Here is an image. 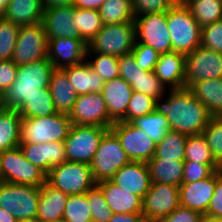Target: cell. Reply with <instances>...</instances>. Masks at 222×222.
I'll list each match as a JSON object with an SVG mask.
<instances>
[{"label":"cell","mask_w":222,"mask_h":222,"mask_svg":"<svg viewBox=\"0 0 222 222\" xmlns=\"http://www.w3.org/2000/svg\"><path fill=\"white\" fill-rule=\"evenodd\" d=\"M134 16L148 13L167 12L175 3L173 0H131Z\"/></svg>","instance_id":"cell-49"},{"label":"cell","mask_w":222,"mask_h":222,"mask_svg":"<svg viewBox=\"0 0 222 222\" xmlns=\"http://www.w3.org/2000/svg\"><path fill=\"white\" fill-rule=\"evenodd\" d=\"M45 58H48V40L42 22L20 26L11 60L22 65Z\"/></svg>","instance_id":"cell-12"},{"label":"cell","mask_w":222,"mask_h":222,"mask_svg":"<svg viewBox=\"0 0 222 222\" xmlns=\"http://www.w3.org/2000/svg\"><path fill=\"white\" fill-rule=\"evenodd\" d=\"M175 4H185L188 0H173Z\"/></svg>","instance_id":"cell-62"},{"label":"cell","mask_w":222,"mask_h":222,"mask_svg":"<svg viewBox=\"0 0 222 222\" xmlns=\"http://www.w3.org/2000/svg\"><path fill=\"white\" fill-rule=\"evenodd\" d=\"M211 153L222 169V117H212L203 130Z\"/></svg>","instance_id":"cell-44"},{"label":"cell","mask_w":222,"mask_h":222,"mask_svg":"<svg viewBox=\"0 0 222 222\" xmlns=\"http://www.w3.org/2000/svg\"><path fill=\"white\" fill-rule=\"evenodd\" d=\"M44 8H56L73 5V0H42Z\"/></svg>","instance_id":"cell-56"},{"label":"cell","mask_w":222,"mask_h":222,"mask_svg":"<svg viewBox=\"0 0 222 222\" xmlns=\"http://www.w3.org/2000/svg\"><path fill=\"white\" fill-rule=\"evenodd\" d=\"M85 194L87 195L92 222H108L113 215V211L106 203L102 190L95 185Z\"/></svg>","instance_id":"cell-43"},{"label":"cell","mask_w":222,"mask_h":222,"mask_svg":"<svg viewBox=\"0 0 222 222\" xmlns=\"http://www.w3.org/2000/svg\"><path fill=\"white\" fill-rule=\"evenodd\" d=\"M46 182L67 195L86 193L97 184L90 165L70 161L53 167L46 175Z\"/></svg>","instance_id":"cell-8"},{"label":"cell","mask_w":222,"mask_h":222,"mask_svg":"<svg viewBox=\"0 0 222 222\" xmlns=\"http://www.w3.org/2000/svg\"><path fill=\"white\" fill-rule=\"evenodd\" d=\"M17 111L22 118L46 117L58 113L49 88L28 98Z\"/></svg>","instance_id":"cell-34"},{"label":"cell","mask_w":222,"mask_h":222,"mask_svg":"<svg viewBox=\"0 0 222 222\" xmlns=\"http://www.w3.org/2000/svg\"><path fill=\"white\" fill-rule=\"evenodd\" d=\"M201 222H222V220L208 214H202Z\"/></svg>","instance_id":"cell-58"},{"label":"cell","mask_w":222,"mask_h":222,"mask_svg":"<svg viewBox=\"0 0 222 222\" xmlns=\"http://www.w3.org/2000/svg\"><path fill=\"white\" fill-rule=\"evenodd\" d=\"M110 181L142 199L152 185L147 163L134 161L119 169Z\"/></svg>","instance_id":"cell-20"},{"label":"cell","mask_w":222,"mask_h":222,"mask_svg":"<svg viewBox=\"0 0 222 222\" xmlns=\"http://www.w3.org/2000/svg\"><path fill=\"white\" fill-rule=\"evenodd\" d=\"M135 42L134 22L104 24L103 28L87 44L86 57L92 53L121 57L131 53Z\"/></svg>","instance_id":"cell-4"},{"label":"cell","mask_w":222,"mask_h":222,"mask_svg":"<svg viewBox=\"0 0 222 222\" xmlns=\"http://www.w3.org/2000/svg\"><path fill=\"white\" fill-rule=\"evenodd\" d=\"M40 187L0 181V207L17 220L36 217Z\"/></svg>","instance_id":"cell-10"},{"label":"cell","mask_w":222,"mask_h":222,"mask_svg":"<svg viewBox=\"0 0 222 222\" xmlns=\"http://www.w3.org/2000/svg\"><path fill=\"white\" fill-rule=\"evenodd\" d=\"M21 120L17 110H0V152L20 145Z\"/></svg>","instance_id":"cell-31"},{"label":"cell","mask_w":222,"mask_h":222,"mask_svg":"<svg viewBox=\"0 0 222 222\" xmlns=\"http://www.w3.org/2000/svg\"><path fill=\"white\" fill-rule=\"evenodd\" d=\"M217 170H222L218 164H201L192 161H184L183 183L200 181L209 177Z\"/></svg>","instance_id":"cell-46"},{"label":"cell","mask_w":222,"mask_h":222,"mask_svg":"<svg viewBox=\"0 0 222 222\" xmlns=\"http://www.w3.org/2000/svg\"><path fill=\"white\" fill-rule=\"evenodd\" d=\"M188 135L169 130L164 138L156 144L152 159H173L185 161V145Z\"/></svg>","instance_id":"cell-32"},{"label":"cell","mask_w":222,"mask_h":222,"mask_svg":"<svg viewBox=\"0 0 222 222\" xmlns=\"http://www.w3.org/2000/svg\"><path fill=\"white\" fill-rule=\"evenodd\" d=\"M67 194L47 182L40 187V197L36 218L40 222H56L63 218Z\"/></svg>","instance_id":"cell-25"},{"label":"cell","mask_w":222,"mask_h":222,"mask_svg":"<svg viewBox=\"0 0 222 222\" xmlns=\"http://www.w3.org/2000/svg\"><path fill=\"white\" fill-rule=\"evenodd\" d=\"M131 123L143 130L155 144L159 143L171 130L168 119L159 107L147 115L136 118Z\"/></svg>","instance_id":"cell-33"},{"label":"cell","mask_w":222,"mask_h":222,"mask_svg":"<svg viewBox=\"0 0 222 222\" xmlns=\"http://www.w3.org/2000/svg\"><path fill=\"white\" fill-rule=\"evenodd\" d=\"M138 66L145 71H153L159 59V53L152 47L135 42L131 51Z\"/></svg>","instance_id":"cell-48"},{"label":"cell","mask_w":222,"mask_h":222,"mask_svg":"<svg viewBox=\"0 0 222 222\" xmlns=\"http://www.w3.org/2000/svg\"><path fill=\"white\" fill-rule=\"evenodd\" d=\"M200 45L222 53V20L202 27Z\"/></svg>","instance_id":"cell-47"},{"label":"cell","mask_w":222,"mask_h":222,"mask_svg":"<svg viewBox=\"0 0 222 222\" xmlns=\"http://www.w3.org/2000/svg\"><path fill=\"white\" fill-rule=\"evenodd\" d=\"M20 26L0 17V61L11 60Z\"/></svg>","instance_id":"cell-40"},{"label":"cell","mask_w":222,"mask_h":222,"mask_svg":"<svg viewBox=\"0 0 222 222\" xmlns=\"http://www.w3.org/2000/svg\"><path fill=\"white\" fill-rule=\"evenodd\" d=\"M63 69L67 72L69 83L78 96L102 91L104 81L102 77L91 68L87 60Z\"/></svg>","instance_id":"cell-26"},{"label":"cell","mask_w":222,"mask_h":222,"mask_svg":"<svg viewBox=\"0 0 222 222\" xmlns=\"http://www.w3.org/2000/svg\"><path fill=\"white\" fill-rule=\"evenodd\" d=\"M104 24L134 22L131 0H105L99 9Z\"/></svg>","instance_id":"cell-37"},{"label":"cell","mask_w":222,"mask_h":222,"mask_svg":"<svg viewBox=\"0 0 222 222\" xmlns=\"http://www.w3.org/2000/svg\"><path fill=\"white\" fill-rule=\"evenodd\" d=\"M87 43L83 39L55 38L48 40V59L54 68H65L83 63L86 57Z\"/></svg>","instance_id":"cell-17"},{"label":"cell","mask_w":222,"mask_h":222,"mask_svg":"<svg viewBox=\"0 0 222 222\" xmlns=\"http://www.w3.org/2000/svg\"><path fill=\"white\" fill-rule=\"evenodd\" d=\"M74 5L45 8L42 24L46 30L47 40L59 37L82 39L74 26Z\"/></svg>","instance_id":"cell-19"},{"label":"cell","mask_w":222,"mask_h":222,"mask_svg":"<svg viewBox=\"0 0 222 222\" xmlns=\"http://www.w3.org/2000/svg\"><path fill=\"white\" fill-rule=\"evenodd\" d=\"M44 6L42 0H9L3 17L18 26L42 22Z\"/></svg>","instance_id":"cell-27"},{"label":"cell","mask_w":222,"mask_h":222,"mask_svg":"<svg viewBox=\"0 0 222 222\" xmlns=\"http://www.w3.org/2000/svg\"><path fill=\"white\" fill-rule=\"evenodd\" d=\"M110 129L117 135L131 161L147 163L155 155L156 144L131 122L117 121Z\"/></svg>","instance_id":"cell-15"},{"label":"cell","mask_w":222,"mask_h":222,"mask_svg":"<svg viewBox=\"0 0 222 222\" xmlns=\"http://www.w3.org/2000/svg\"><path fill=\"white\" fill-rule=\"evenodd\" d=\"M188 89L205 105L212 117H222V78L195 82Z\"/></svg>","instance_id":"cell-29"},{"label":"cell","mask_w":222,"mask_h":222,"mask_svg":"<svg viewBox=\"0 0 222 222\" xmlns=\"http://www.w3.org/2000/svg\"><path fill=\"white\" fill-rule=\"evenodd\" d=\"M184 5L201 27L222 20V0H188Z\"/></svg>","instance_id":"cell-35"},{"label":"cell","mask_w":222,"mask_h":222,"mask_svg":"<svg viewBox=\"0 0 222 222\" xmlns=\"http://www.w3.org/2000/svg\"><path fill=\"white\" fill-rule=\"evenodd\" d=\"M25 158L46 174L55 166L67 162L64 142L20 144Z\"/></svg>","instance_id":"cell-22"},{"label":"cell","mask_w":222,"mask_h":222,"mask_svg":"<svg viewBox=\"0 0 222 222\" xmlns=\"http://www.w3.org/2000/svg\"><path fill=\"white\" fill-rule=\"evenodd\" d=\"M71 125L68 114L64 113L46 117L22 118L20 144L64 142Z\"/></svg>","instance_id":"cell-5"},{"label":"cell","mask_w":222,"mask_h":222,"mask_svg":"<svg viewBox=\"0 0 222 222\" xmlns=\"http://www.w3.org/2000/svg\"><path fill=\"white\" fill-rule=\"evenodd\" d=\"M65 222H92L87 195H69L62 218Z\"/></svg>","instance_id":"cell-39"},{"label":"cell","mask_w":222,"mask_h":222,"mask_svg":"<svg viewBox=\"0 0 222 222\" xmlns=\"http://www.w3.org/2000/svg\"><path fill=\"white\" fill-rule=\"evenodd\" d=\"M18 220L14 215L6 209L0 207V222H17Z\"/></svg>","instance_id":"cell-57"},{"label":"cell","mask_w":222,"mask_h":222,"mask_svg":"<svg viewBox=\"0 0 222 222\" xmlns=\"http://www.w3.org/2000/svg\"><path fill=\"white\" fill-rule=\"evenodd\" d=\"M9 3V0H0V17L3 15L5 12L7 5Z\"/></svg>","instance_id":"cell-59"},{"label":"cell","mask_w":222,"mask_h":222,"mask_svg":"<svg viewBox=\"0 0 222 222\" xmlns=\"http://www.w3.org/2000/svg\"><path fill=\"white\" fill-rule=\"evenodd\" d=\"M74 26L79 30L81 38L88 44L103 28L99 10L74 9Z\"/></svg>","instance_id":"cell-36"},{"label":"cell","mask_w":222,"mask_h":222,"mask_svg":"<svg viewBox=\"0 0 222 222\" xmlns=\"http://www.w3.org/2000/svg\"><path fill=\"white\" fill-rule=\"evenodd\" d=\"M17 68L12 60L0 61V90L3 93L16 80Z\"/></svg>","instance_id":"cell-53"},{"label":"cell","mask_w":222,"mask_h":222,"mask_svg":"<svg viewBox=\"0 0 222 222\" xmlns=\"http://www.w3.org/2000/svg\"><path fill=\"white\" fill-rule=\"evenodd\" d=\"M101 190L113 213H142V198L129 193L110 180H103L96 184Z\"/></svg>","instance_id":"cell-24"},{"label":"cell","mask_w":222,"mask_h":222,"mask_svg":"<svg viewBox=\"0 0 222 222\" xmlns=\"http://www.w3.org/2000/svg\"><path fill=\"white\" fill-rule=\"evenodd\" d=\"M109 129L102 126L71 125L64 141L67 161L90 165L101 139Z\"/></svg>","instance_id":"cell-9"},{"label":"cell","mask_w":222,"mask_h":222,"mask_svg":"<svg viewBox=\"0 0 222 222\" xmlns=\"http://www.w3.org/2000/svg\"><path fill=\"white\" fill-rule=\"evenodd\" d=\"M49 90L58 113L69 114L78 94L70 85L67 72L63 68H55L52 72Z\"/></svg>","instance_id":"cell-28"},{"label":"cell","mask_w":222,"mask_h":222,"mask_svg":"<svg viewBox=\"0 0 222 222\" xmlns=\"http://www.w3.org/2000/svg\"><path fill=\"white\" fill-rule=\"evenodd\" d=\"M17 222H40L36 217L18 220Z\"/></svg>","instance_id":"cell-61"},{"label":"cell","mask_w":222,"mask_h":222,"mask_svg":"<svg viewBox=\"0 0 222 222\" xmlns=\"http://www.w3.org/2000/svg\"><path fill=\"white\" fill-rule=\"evenodd\" d=\"M54 69L48 58L18 65L16 80L3 93L6 109L18 110L28 98L44 92Z\"/></svg>","instance_id":"cell-2"},{"label":"cell","mask_w":222,"mask_h":222,"mask_svg":"<svg viewBox=\"0 0 222 222\" xmlns=\"http://www.w3.org/2000/svg\"><path fill=\"white\" fill-rule=\"evenodd\" d=\"M101 93L110 118L114 122H126L127 107L133 95L131 85L123 78L117 77L104 82Z\"/></svg>","instance_id":"cell-21"},{"label":"cell","mask_w":222,"mask_h":222,"mask_svg":"<svg viewBox=\"0 0 222 222\" xmlns=\"http://www.w3.org/2000/svg\"><path fill=\"white\" fill-rule=\"evenodd\" d=\"M95 59L87 60L91 68L102 77L104 82L119 77L118 57L106 54H96Z\"/></svg>","instance_id":"cell-45"},{"label":"cell","mask_w":222,"mask_h":222,"mask_svg":"<svg viewBox=\"0 0 222 222\" xmlns=\"http://www.w3.org/2000/svg\"><path fill=\"white\" fill-rule=\"evenodd\" d=\"M185 161L217 164L203 134L188 136L185 145Z\"/></svg>","instance_id":"cell-38"},{"label":"cell","mask_w":222,"mask_h":222,"mask_svg":"<svg viewBox=\"0 0 222 222\" xmlns=\"http://www.w3.org/2000/svg\"><path fill=\"white\" fill-rule=\"evenodd\" d=\"M5 108L4 95L3 92L0 90V110H4Z\"/></svg>","instance_id":"cell-60"},{"label":"cell","mask_w":222,"mask_h":222,"mask_svg":"<svg viewBox=\"0 0 222 222\" xmlns=\"http://www.w3.org/2000/svg\"><path fill=\"white\" fill-rule=\"evenodd\" d=\"M185 84L189 88L193 83L206 79L222 78V53L197 47L185 55Z\"/></svg>","instance_id":"cell-13"},{"label":"cell","mask_w":222,"mask_h":222,"mask_svg":"<svg viewBox=\"0 0 222 222\" xmlns=\"http://www.w3.org/2000/svg\"><path fill=\"white\" fill-rule=\"evenodd\" d=\"M46 175L25 158L19 146L0 152V181L41 187Z\"/></svg>","instance_id":"cell-6"},{"label":"cell","mask_w":222,"mask_h":222,"mask_svg":"<svg viewBox=\"0 0 222 222\" xmlns=\"http://www.w3.org/2000/svg\"><path fill=\"white\" fill-rule=\"evenodd\" d=\"M206 214L222 220V170L216 171L214 195L212 196Z\"/></svg>","instance_id":"cell-52"},{"label":"cell","mask_w":222,"mask_h":222,"mask_svg":"<svg viewBox=\"0 0 222 222\" xmlns=\"http://www.w3.org/2000/svg\"><path fill=\"white\" fill-rule=\"evenodd\" d=\"M118 66L119 77L123 78L129 84H133V80L148 72L138 66L132 52L118 57Z\"/></svg>","instance_id":"cell-50"},{"label":"cell","mask_w":222,"mask_h":222,"mask_svg":"<svg viewBox=\"0 0 222 222\" xmlns=\"http://www.w3.org/2000/svg\"><path fill=\"white\" fill-rule=\"evenodd\" d=\"M131 88L135 92H139L152 98H155L160 102L163 97V94L166 87L165 85L157 78L154 71H148L147 74H142L133 80V84H130Z\"/></svg>","instance_id":"cell-41"},{"label":"cell","mask_w":222,"mask_h":222,"mask_svg":"<svg viewBox=\"0 0 222 222\" xmlns=\"http://www.w3.org/2000/svg\"><path fill=\"white\" fill-rule=\"evenodd\" d=\"M131 162L117 135L109 129L100 141L99 147L90 163L96 182L110 180L115 173Z\"/></svg>","instance_id":"cell-7"},{"label":"cell","mask_w":222,"mask_h":222,"mask_svg":"<svg viewBox=\"0 0 222 222\" xmlns=\"http://www.w3.org/2000/svg\"><path fill=\"white\" fill-rule=\"evenodd\" d=\"M166 20L174 52L187 55L200 46L202 27L184 4L170 8Z\"/></svg>","instance_id":"cell-3"},{"label":"cell","mask_w":222,"mask_h":222,"mask_svg":"<svg viewBox=\"0 0 222 222\" xmlns=\"http://www.w3.org/2000/svg\"><path fill=\"white\" fill-rule=\"evenodd\" d=\"M159 108L171 130L190 135L202 134L212 118L205 105L188 88L170 90Z\"/></svg>","instance_id":"cell-1"},{"label":"cell","mask_w":222,"mask_h":222,"mask_svg":"<svg viewBox=\"0 0 222 222\" xmlns=\"http://www.w3.org/2000/svg\"><path fill=\"white\" fill-rule=\"evenodd\" d=\"M108 222H146L142 213H113Z\"/></svg>","instance_id":"cell-54"},{"label":"cell","mask_w":222,"mask_h":222,"mask_svg":"<svg viewBox=\"0 0 222 222\" xmlns=\"http://www.w3.org/2000/svg\"><path fill=\"white\" fill-rule=\"evenodd\" d=\"M152 183L170 184L179 187L183 183L184 161L151 159L147 162Z\"/></svg>","instance_id":"cell-30"},{"label":"cell","mask_w":222,"mask_h":222,"mask_svg":"<svg viewBox=\"0 0 222 222\" xmlns=\"http://www.w3.org/2000/svg\"><path fill=\"white\" fill-rule=\"evenodd\" d=\"M201 217V213L180 205L169 215L156 222H201Z\"/></svg>","instance_id":"cell-51"},{"label":"cell","mask_w":222,"mask_h":222,"mask_svg":"<svg viewBox=\"0 0 222 222\" xmlns=\"http://www.w3.org/2000/svg\"><path fill=\"white\" fill-rule=\"evenodd\" d=\"M185 68V55L172 51L159 55L153 71L165 87L168 84L173 90L186 88Z\"/></svg>","instance_id":"cell-23"},{"label":"cell","mask_w":222,"mask_h":222,"mask_svg":"<svg viewBox=\"0 0 222 222\" xmlns=\"http://www.w3.org/2000/svg\"><path fill=\"white\" fill-rule=\"evenodd\" d=\"M105 0H73L75 8L99 10Z\"/></svg>","instance_id":"cell-55"},{"label":"cell","mask_w":222,"mask_h":222,"mask_svg":"<svg viewBox=\"0 0 222 222\" xmlns=\"http://www.w3.org/2000/svg\"><path fill=\"white\" fill-rule=\"evenodd\" d=\"M68 117L72 125L111 128L115 123L109 116L101 92L79 95Z\"/></svg>","instance_id":"cell-14"},{"label":"cell","mask_w":222,"mask_h":222,"mask_svg":"<svg viewBox=\"0 0 222 222\" xmlns=\"http://www.w3.org/2000/svg\"><path fill=\"white\" fill-rule=\"evenodd\" d=\"M180 206L179 187L152 183L142 200V215L146 222H156Z\"/></svg>","instance_id":"cell-16"},{"label":"cell","mask_w":222,"mask_h":222,"mask_svg":"<svg viewBox=\"0 0 222 222\" xmlns=\"http://www.w3.org/2000/svg\"><path fill=\"white\" fill-rule=\"evenodd\" d=\"M134 24L137 43L150 46L159 54L173 51L166 20V12L136 16L134 18Z\"/></svg>","instance_id":"cell-11"},{"label":"cell","mask_w":222,"mask_h":222,"mask_svg":"<svg viewBox=\"0 0 222 222\" xmlns=\"http://www.w3.org/2000/svg\"><path fill=\"white\" fill-rule=\"evenodd\" d=\"M215 184L216 171L200 181L182 183L179 186L180 205L201 214H206L214 195Z\"/></svg>","instance_id":"cell-18"},{"label":"cell","mask_w":222,"mask_h":222,"mask_svg":"<svg viewBox=\"0 0 222 222\" xmlns=\"http://www.w3.org/2000/svg\"><path fill=\"white\" fill-rule=\"evenodd\" d=\"M159 107V102L151 96L133 91L126 111V122L147 115Z\"/></svg>","instance_id":"cell-42"}]
</instances>
